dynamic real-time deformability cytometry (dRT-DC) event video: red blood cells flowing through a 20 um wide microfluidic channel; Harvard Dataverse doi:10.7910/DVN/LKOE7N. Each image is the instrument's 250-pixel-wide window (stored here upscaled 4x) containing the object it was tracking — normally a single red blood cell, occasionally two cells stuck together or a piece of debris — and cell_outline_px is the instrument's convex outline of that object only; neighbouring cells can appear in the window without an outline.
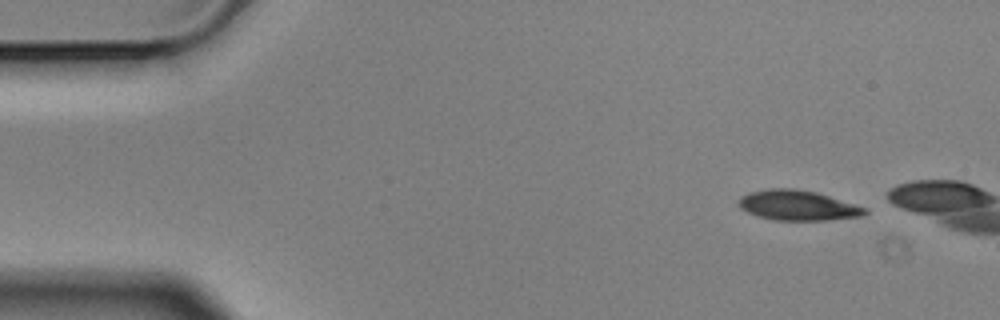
{"species": "Egyptian fruit bat (a non-hibernating species)", "species_latin": "Rousettus aegyptiacus", "temperature_condition": "cold", "stored_images_in_passage": 4, "camera_frame_rate_fps": 3000, "um_per_image_px": 0.085, "animal": {"sex": "male"}, "frame": {"image": 1, "passage_image": 1, "time_ms": 0.0, "image_size_px": [1000, 320], "cell_outline_px": [[868, 212], [860, 216], [824, 220], [772, 220], [748, 212], [740, 208], [736, 204], [740, 196], [748, 192], [768, 188], [796, 188], [816, 192], [868, 208]], "centroid_in_image_um": [67.76, 17.44], "position_along_channel_um": 17.2, "area_um2": 22.2}}